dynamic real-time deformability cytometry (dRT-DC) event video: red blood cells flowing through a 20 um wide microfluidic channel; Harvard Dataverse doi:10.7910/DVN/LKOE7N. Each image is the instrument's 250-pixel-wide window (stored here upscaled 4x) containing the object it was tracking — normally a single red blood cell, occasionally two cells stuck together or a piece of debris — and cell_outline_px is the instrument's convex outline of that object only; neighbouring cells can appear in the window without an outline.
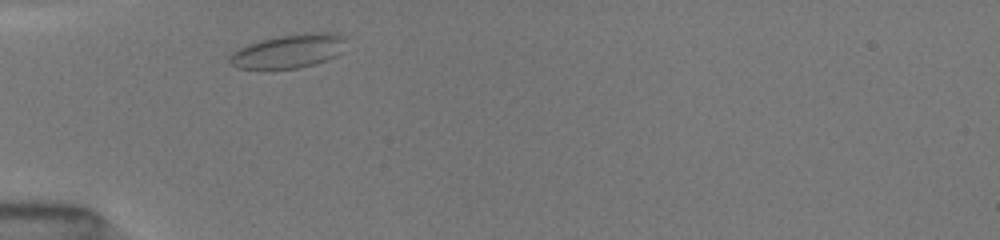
{"species": "common noctule bat (a hibernating species)", "species_latin": "Nyctalus noctula", "temperature_condition": "room temperature", "stored_images_in_passage": 36, "camera_frame_rate_fps": 3000, "um_per_image_px": 0.085, "animal": {"sex": "female", "body_mass_g": 19.5, "forearm_length_mm": 54.1}, "frame": {"image": 1, "passage_image": 1, "time_ms": 0.0, "image_size_px": [1000, 240], "cell_outline_px": [[344, 40], [336, 56], [312, 64], [296, 68], [240, 68], [232, 64], [228, 60], [232, 52], [240, 48], [260, 40], [284, 36], [320, 32], [328, 32], [340, 36]], "centroid_in_image_um": [24.47, 4.36], "position_along_channel_um": 60.5, "area_um2": 21.73}}
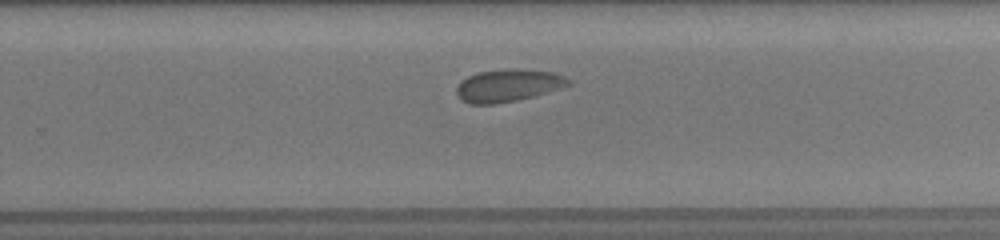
{"frame": {"image": 2, "passage_image": 19, "time_ms": 6.0, "image_size_px": [1000, 240], "cell_outline_px": [[568, 84], [532, 96], [516, 100], [496, 104], [472, 104], [464, 100], [456, 92], [456, 88], [468, 76], [480, 72], [508, 68], [516, 68], [552, 72], [564, 76], [568, 80]], "centroid_in_image_um": [43.15, 7.25], "position_along_channel_um": 286.7, "area_um2": 20.46}}
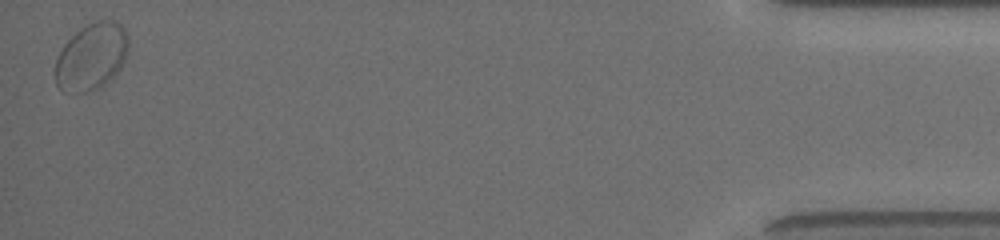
{"frame": {"image": 3, "passage_image": 36, "time_ms": 11.667, "image_size_px": [1000, 240], "cell_outline_px": [[128, 48], [124, 60], [120, 68], [104, 84], [96, 88], [84, 92], [76, 92], [60, 88], [56, 84], [56, 60], [64, 44], [80, 28], [88, 24], [100, 20], [112, 20], [120, 24], [124, 28], [128, 36]], "centroid_in_image_um": [7.79, 4.78], "position_along_channel_um": 427.4, "area_um2": 27.92}}